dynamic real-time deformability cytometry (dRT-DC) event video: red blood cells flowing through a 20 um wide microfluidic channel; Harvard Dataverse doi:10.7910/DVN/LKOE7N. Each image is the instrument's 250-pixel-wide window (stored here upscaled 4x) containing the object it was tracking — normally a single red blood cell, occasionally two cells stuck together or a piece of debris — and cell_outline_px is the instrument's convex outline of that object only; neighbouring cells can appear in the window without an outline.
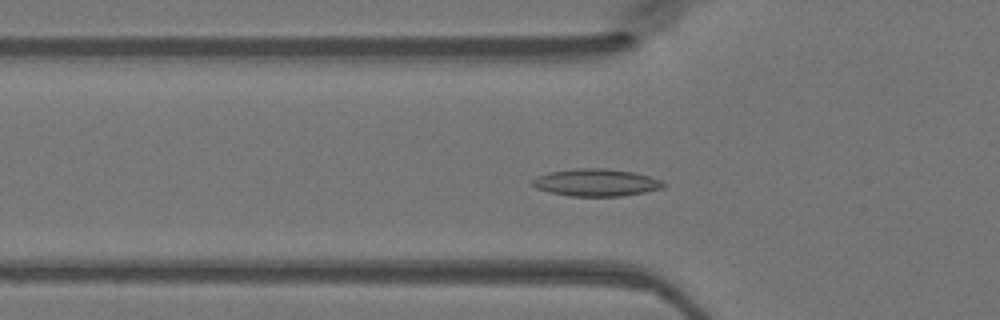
{"species": "Egyptian fruit bat (a non-hibernating species)", "species_latin": "Rousettus aegyptiacus", "temperature_condition": "warm", "stored_images_in_passage": 46, "camera_frame_rate_fps": 3000, "um_per_image_px": 0.085, "animal": {"sex": "female"}, "frame": {"image": 1, "passage_image": 13, "time_ms": 4.0, "image_size_px": [1000, 320], "cell_outline_px": [[664, 184], [660, 188], [644, 192], [620, 196], [568, 196], [548, 192], [536, 188], [532, 184], [532, 180], [536, 176], [548, 172], [576, 168], [604, 168], [632, 172], [648, 176], [660, 180]], "centroid_in_image_um": [50.59, 15.51], "position_along_channel_um": 75.2, "area_um2": 20.69}}
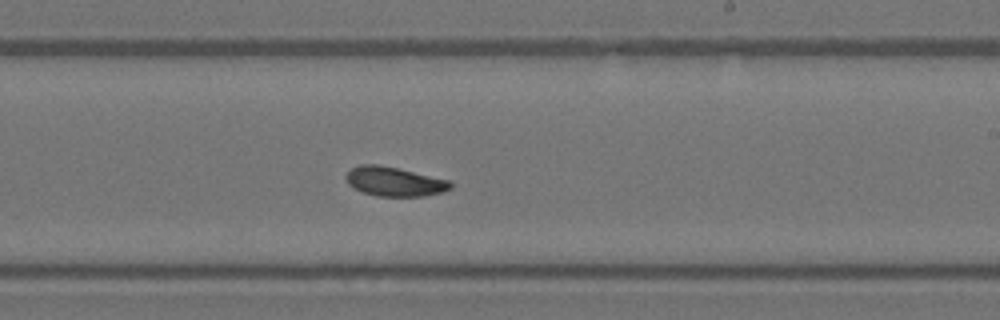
{"frame": {"image": 2, "passage_image": 26, "time_ms": 8.333, "image_size_px": [1000, 320], "cell_outline_px": [[452, 188], [444, 192], [424, 196], [376, 196], [352, 188], [348, 184], [344, 176], [352, 168], [360, 164], [380, 164], [448, 180], [452, 184]], "centroid_in_image_um": [33.49, 15.43], "position_along_channel_um": 255.5, "area_um2": 17.86}}
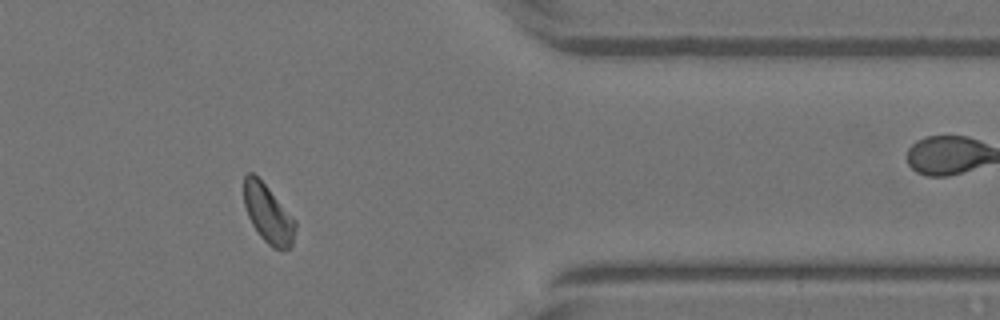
{"frame": {"image": 3, "passage_image": 37, "time_ms": 12.0, "image_size_px": [1000, 320], "cell_outline_px": [[296, 228], [292, 244], [288, 248], [272, 248], [260, 236], [252, 224], [248, 216], [244, 204], [244, 176], [248, 172], [252, 172], [268, 188], [296, 220]], "centroid_in_image_um": [22.79, 18.17], "position_along_channel_um": 388.6, "area_um2": 17.22}}